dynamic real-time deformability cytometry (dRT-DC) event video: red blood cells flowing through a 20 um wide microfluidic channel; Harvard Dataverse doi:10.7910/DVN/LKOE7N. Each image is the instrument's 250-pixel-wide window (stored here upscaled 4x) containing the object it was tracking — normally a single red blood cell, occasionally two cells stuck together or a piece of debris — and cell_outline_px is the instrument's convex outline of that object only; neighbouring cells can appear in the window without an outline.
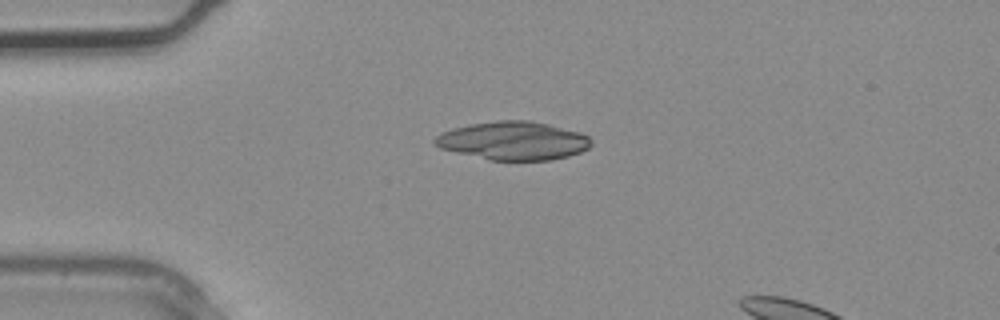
{"species": "common noctule bat (a hibernating species)", "species_latin": "Nyctalus noctula", "temperature_condition": "warm", "stored_images_in_passage": 2, "segment_of_instrument_passage": [1, 2], "camera_frame_rate_fps": 3000, "um_per_image_px": 0.085, "animal": {"sex": "male", "body_mass_g": 20.4}, "frame": {"image": 1, "passage_image": 1, "time_ms": 0.0, "image_size_px": [1000, 320], "cell_outline_px": [[592, 144], [588, 148], [580, 152], [568, 156], [552, 160], [488, 160], [440, 148], [432, 144], [432, 140], [436, 136], [452, 128], [468, 124], [496, 120], [528, 120], [548, 124], [580, 132], [588, 136], [592, 140]], "centroid_in_image_um": [43.61, 11.96], "position_along_channel_um": 41.4, "area_um2": 35.14}}